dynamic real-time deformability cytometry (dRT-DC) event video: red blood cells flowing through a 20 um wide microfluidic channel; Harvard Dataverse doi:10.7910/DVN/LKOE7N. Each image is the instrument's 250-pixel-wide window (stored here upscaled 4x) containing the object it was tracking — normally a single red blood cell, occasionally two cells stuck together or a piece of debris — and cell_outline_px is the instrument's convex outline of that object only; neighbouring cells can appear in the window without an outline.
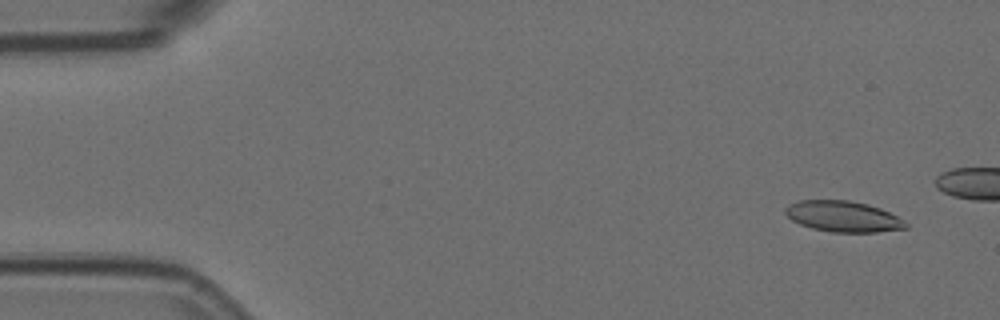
{"species": "Egyptian fruit bat (a non-hibernating species)", "species_latin": "Rousettus aegyptiacus", "temperature_condition": "room temperature", "stored_images_in_passage": 5, "camera_frame_rate_fps": 3000, "um_per_image_px": 0.085, "animal": {"sex": "female"}, "frame": {"image": 1, "passage_image": 2, "time_ms": 0.333, "image_size_px": [1000, 320], "cell_outline_px": [[908, 228], [876, 232], [832, 232], [812, 228], [800, 224], [792, 220], [784, 212], [784, 208], [788, 204], [800, 200], [848, 200], [868, 204], [880, 208], [904, 220], [908, 224]], "centroid_in_image_um": [71.65, 18.39], "position_along_channel_um": 13.3, "area_um2": 21.68}}